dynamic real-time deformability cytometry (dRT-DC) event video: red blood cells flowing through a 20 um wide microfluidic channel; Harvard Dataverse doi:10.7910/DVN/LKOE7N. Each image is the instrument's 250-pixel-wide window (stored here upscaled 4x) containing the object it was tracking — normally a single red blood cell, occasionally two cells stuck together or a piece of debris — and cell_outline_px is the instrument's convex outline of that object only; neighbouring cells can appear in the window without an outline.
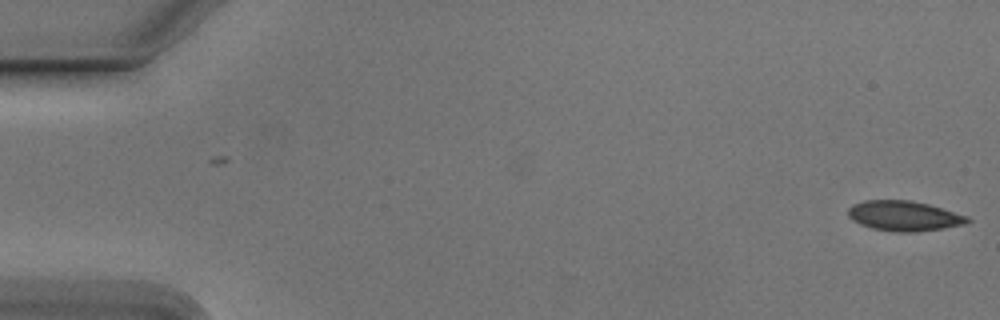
{"species": "Egyptian fruit bat (a non-hibernating species)", "species_latin": "Rousettus aegyptiacus", "temperature_condition": "cold", "stored_images_in_passage": 15, "camera_frame_rate_fps": 3000, "um_per_image_px": 0.085, "animal": {"sex": "male"}, "frame": {"image": 1, "passage_image": 1, "time_ms": 0.0, "image_size_px": [1000, 320], "cell_outline_px": [[972, 220], [964, 224], [916, 232], [896, 232], [872, 228], [860, 224], [852, 220], [848, 216], [848, 208], [852, 204], [864, 200], [908, 200], [928, 204], [968, 216]], "centroid_in_image_um": [76.81, 18.34], "position_along_channel_um": 8.2, "area_um2": 20.81}}